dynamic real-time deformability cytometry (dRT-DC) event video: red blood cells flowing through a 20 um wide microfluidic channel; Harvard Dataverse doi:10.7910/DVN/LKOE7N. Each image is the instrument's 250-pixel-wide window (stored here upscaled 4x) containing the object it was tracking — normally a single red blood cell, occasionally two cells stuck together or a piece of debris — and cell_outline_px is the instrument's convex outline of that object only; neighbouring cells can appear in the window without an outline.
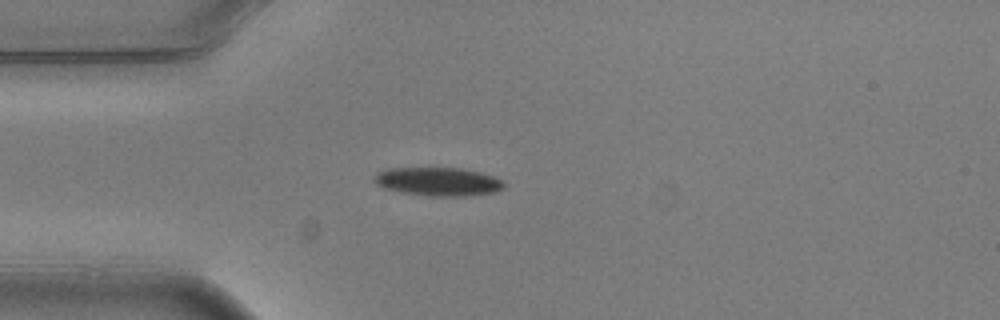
{"species": "common noctule bat (a hibernating species)", "species_latin": "Nyctalus noctula", "temperature_condition": "warm", "stored_images_in_passage": 2, "camera_frame_rate_fps": 3000, "um_per_image_px": 0.085, "animal": {"sex": "male", "body_mass_g": 20.5, "forearm_length_mm": 52.5}, "frame": {"image": 1, "passage_image": 2, "time_ms": 0.333, "image_size_px": [1000, 320], "cell_outline_px": [[504, 188], [496, 192], [464, 196], [428, 196], [400, 192], [384, 188], [376, 184], [372, 180], [376, 172], [388, 168], [460, 168], [480, 172], [492, 176], [500, 180], [504, 184]], "centroid_in_image_um": [37.19, 15.44], "position_along_channel_um": 47.8, "area_um2": 21.62}}